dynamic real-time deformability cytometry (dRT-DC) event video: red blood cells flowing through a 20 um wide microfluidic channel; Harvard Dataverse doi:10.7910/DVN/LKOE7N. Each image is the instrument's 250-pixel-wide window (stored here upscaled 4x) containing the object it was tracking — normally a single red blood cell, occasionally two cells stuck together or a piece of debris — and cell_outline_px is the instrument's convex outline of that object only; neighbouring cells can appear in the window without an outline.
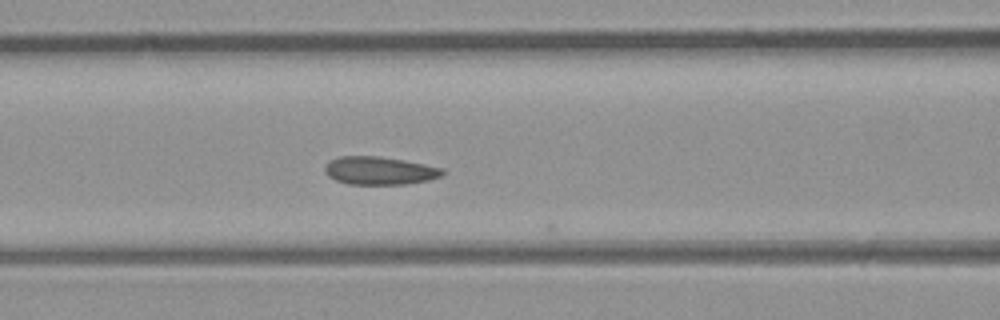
{"species": "common noctule bat (a hibernating species)", "species_latin": "Nyctalus noctula", "temperature_condition": "room temperature", "stored_images_in_passage": 22, "camera_frame_rate_fps": 3000, "um_per_image_px": 0.085, "animal": {"sex": "male", "body_mass_g": 23.1, "forearm_length_mm": 52.7}, "frame": {"image": 1, "passage_image": 21, "time_ms": 6.667, "image_size_px": [1000, 320], "cell_outline_px": [[444, 172], [440, 176], [428, 180], [408, 184], [348, 184], [336, 180], [328, 176], [324, 172], [324, 168], [332, 160], [340, 156], [380, 156], [404, 160], [444, 168]], "centroid_in_image_um": [32.27, 14.5], "position_along_channel_um": 134.3, "area_um2": 19.13}}